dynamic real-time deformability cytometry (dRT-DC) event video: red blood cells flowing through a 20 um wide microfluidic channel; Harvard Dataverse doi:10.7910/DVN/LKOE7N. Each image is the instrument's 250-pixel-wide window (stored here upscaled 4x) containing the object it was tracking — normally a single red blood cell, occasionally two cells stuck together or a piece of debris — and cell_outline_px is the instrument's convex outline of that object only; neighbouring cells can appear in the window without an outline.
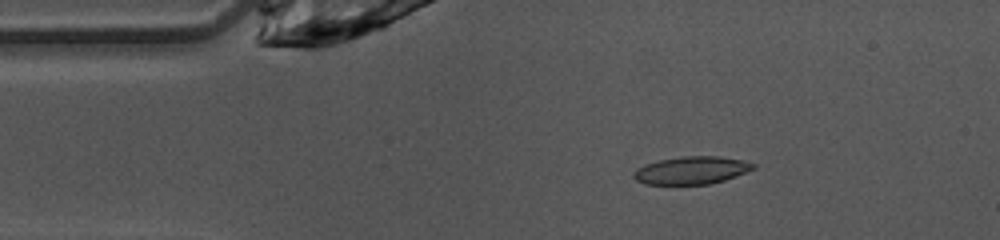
{"species": "common noctule bat (a hibernating species)", "species_latin": "Nyctalus noctula", "temperature_condition": "warm", "stored_images_in_passage": 42, "camera_frame_rate_fps": 3000, "um_per_image_px": 0.085, "animal": {"sex": "female", "body_mass_g": 10.0, "forearm_length_mm": 53.1}, "frame": {"image": 1, "passage_image": 2, "time_ms": 0.333, "image_size_px": [1000, 240], "cell_outline_px": [[756, 168], [736, 176], [724, 180], [708, 184], [644, 184], [636, 180], [632, 176], [632, 172], [636, 168], [644, 164], [660, 160], [680, 156], [720, 156], [744, 160], [756, 164]], "centroid_in_image_um": [58.77, 14.47], "position_along_channel_um": 26.2, "area_um2": 19.48}}
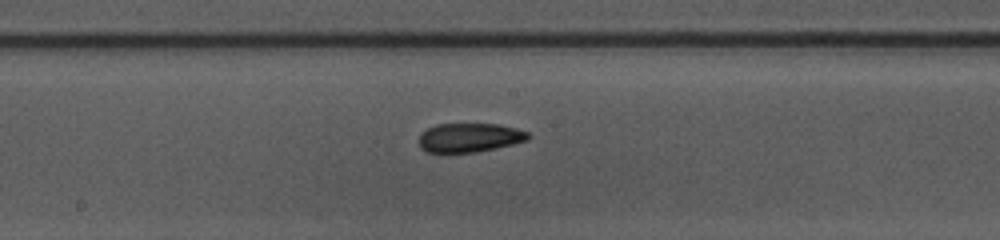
{"frame": {"image": 2, "passage_image": 18, "time_ms": 5.667, "image_size_px": [1000, 240], "cell_outline_px": [[532, 136], [528, 140], [496, 148], [476, 152], [424, 152], [420, 148], [420, 132], [436, 124], [500, 124], [516, 128], [528, 132]], "centroid_in_image_um": [39.92, 11.69], "position_along_channel_um": 208.3, "area_um2": 18.55}}
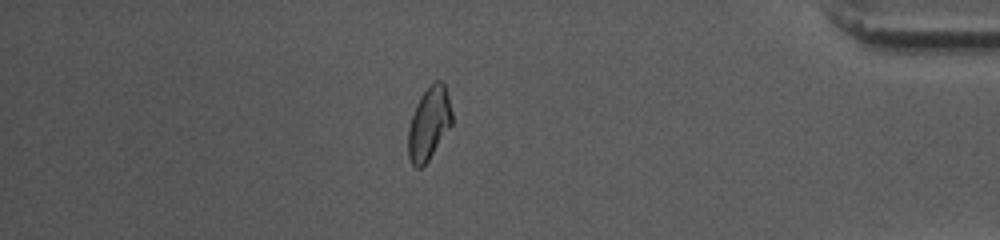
{"frame": {"image": 3, "passage_image": 35, "time_ms": 11.333, "image_size_px": [1000, 240], "cell_outline_px": [[452, 124], [428, 160], [420, 168], [416, 168], [412, 164], [408, 156], [408, 128], [416, 104], [420, 96], [428, 84], [432, 80], [440, 80], [444, 84], [448, 96], [452, 112]], "centroid_in_image_um": [36.45, 10.45], "position_along_channel_um": 398.7, "area_um2": 18.61}, "authors_computed_cell_mechanics": {"area_um2": 18.785, "velocity_mm_per_s": 4.1047, "shape_relaxation_time_tau1_ms": null, "shape_relaxation_time_tau2_ms": 2.6459, "deformation_change_tau1": null, "deformation_change_tau2": 0.0988}}